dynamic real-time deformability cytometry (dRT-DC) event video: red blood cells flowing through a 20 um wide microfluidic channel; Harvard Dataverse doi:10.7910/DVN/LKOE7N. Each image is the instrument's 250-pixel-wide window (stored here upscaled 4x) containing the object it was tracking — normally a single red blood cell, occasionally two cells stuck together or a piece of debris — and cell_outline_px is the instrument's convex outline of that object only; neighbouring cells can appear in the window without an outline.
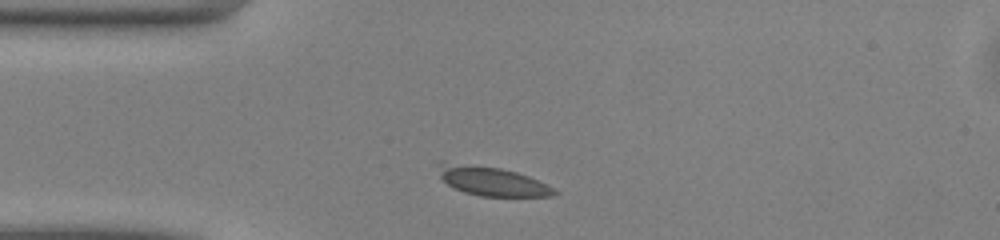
{"species": "common noctule bat (a hibernating species)", "species_latin": "Nyctalus noctula", "temperature_condition": "warm", "stored_images_in_passage": 39, "camera_frame_rate_fps": 3000, "um_per_image_px": 0.085, "animal": {"sex": "male", "body_mass_g": 13.0, "forearm_length_mm": 53.1}, "frame": {"image": 1, "passage_image": 1, "time_ms": 0.0, "image_size_px": [1000, 240], "cell_outline_px": [[560, 192], [552, 196], [480, 196], [464, 192], [448, 184], [440, 176], [436, 164], [436, 160], [444, 160], [500, 168], [516, 172], [528, 176], [548, 184]], "centroid_in_image_um": [41.76, 15.36], "position_along_channel_um": 43.2, "area_um2": 20.0}}
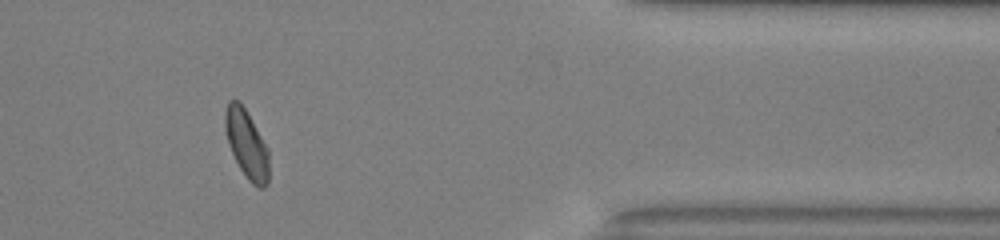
{"frame": {"image": 2, "passage_image": 30, "time_ms": 9.667, "image_size_px": [1000, 240], "cell_outline_px": [[268, 184], [264, 188], [260, 188], [252, 184], [248, 180], [240, 168], [228, 144], [224, 132], [224, 112], [228, 100], [240, 100], [268, 148]], "centroid_in_image_um": [20.94, 12.22], "position_along_channel_um": 390.5, "area_um2": 17.57}}
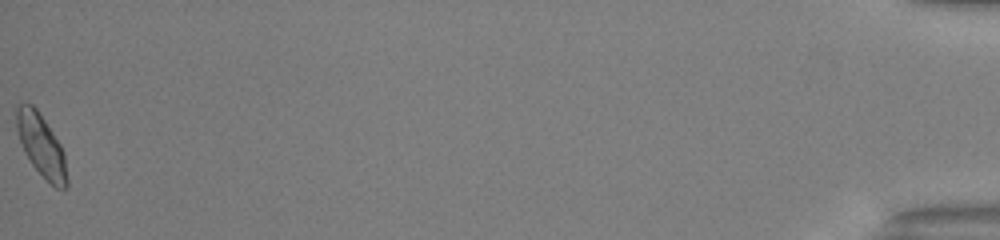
{"frame": {"image": 3, "passage_image": 39, "time_ms": 12.667, "image_size_px": [1000, 240], "cell_outline_px": [[68, 188], [56, 188], [32, 164], [24, 152], [16, 128], [16, 104], [20, 100], [32, 104], [36, 108], [60, 144], [64, 152], [68, 180]], "centroid_in_image_um": [3.49, 12.31], "position_along_channel_um": 431.7, "area_um2": 18.26}, "authors_computed_cell_mechanics": {"area_um2": 17.3978, "velocity_mm_per_s": 4.015, "shape_relaxation_time_tau1_ms": 0.5752, "shape_relaxation_time_tau2_ms": null, "deformation_change_tau1": 0.2491, "deformation_change_tau2": null}}